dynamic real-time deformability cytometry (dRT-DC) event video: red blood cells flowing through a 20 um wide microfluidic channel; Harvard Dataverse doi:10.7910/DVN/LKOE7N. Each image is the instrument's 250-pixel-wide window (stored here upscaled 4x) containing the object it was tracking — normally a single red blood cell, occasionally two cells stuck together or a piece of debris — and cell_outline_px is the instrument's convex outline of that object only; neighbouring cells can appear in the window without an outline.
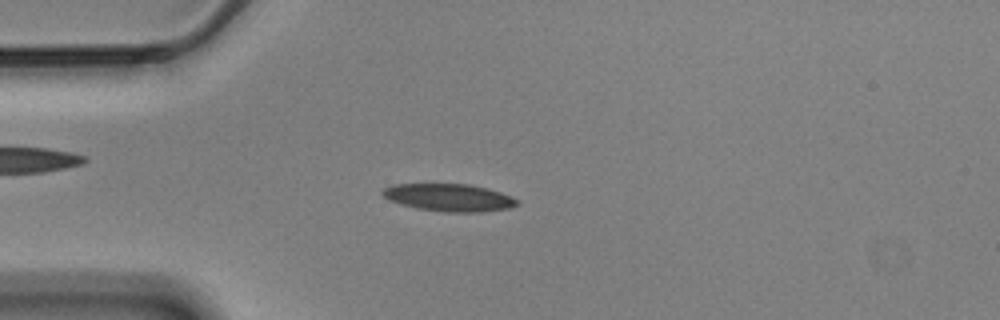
{"species": "Egyptian fruit bat (a non-hibernating species)", "species_latin": "Rousettus aegyptiacus", "temperature_condition": "cold", "stored_images_in_passage": 57, "camera_frame_rate_fps": 3000, "um_per_image_px": 0.085, "animal": {"sex": "male"}, "frame": {"image": 1, "passage_image": 15, "time_ms": 4.667, "image_size_px": [1000, 320], "cell_outline_px": [[520, 204], [508, 208], [480, 212], [444, 212], [416, 208], [400, 204], [388, 200], [380, 192], [384, 188], [392, 184], [468, 184], [488, 188], [512, 196]], "centroid_in_image_um": [38.14, 16.79], "position_along_channel_um": 46.9, "area_um2": 21.62}}
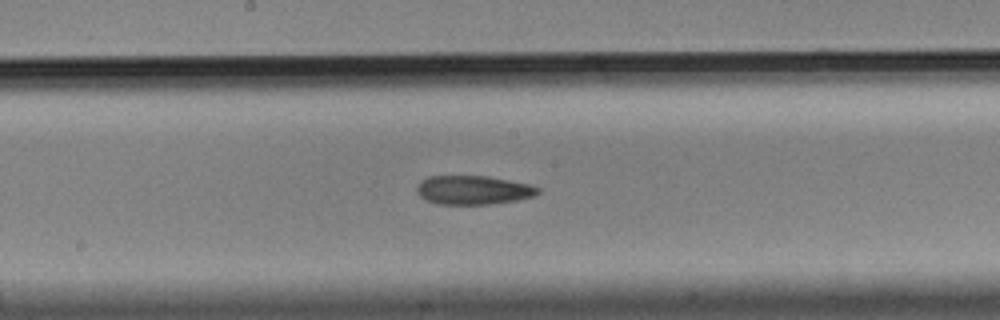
{"frame": {"image": 2, "passage_image": 30, "time_ms": 9.667, "image_size_px": [1000, 320], "cell_outline_px": [[540, 192], [532, 196], [516, 200], [492, 204], [436, 204], [424, 200], [416, 192], [416, 184], [420, 180], [428, 176], [488, 176], [532, 184], [540, 188]], "centroid_in_image_um": [40.19, 16.15], "position_along_channel_um": 208.0, "area_um2": 20.69}}
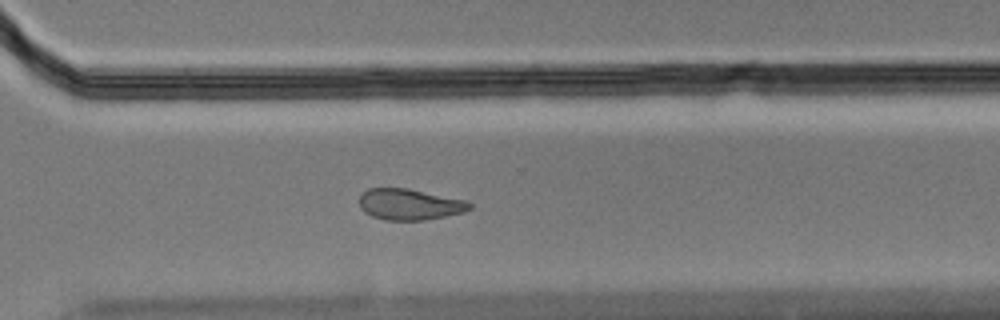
{"frame": {"image": 3, "passage_image": 41, "time_ms": 13.333, "image_size_px": [1000, 320], "cell_outline_px": [[472, 208], [464, 212], [424, 220], [384, 220], [372, 216], [364, 212], [360, 208], [360, 196], [368, 188], [408, 188], [468, 200], [472, 204]], "centroid_in_image_um": [34.84, 17.37], "position_along_channel_um": 335.8, "area_um2": 20.11}, "authors_computed_cell_mechanics": {"area_um2": 21.0392, "velocity_mm_per_s": 3.4933, "shape_relaxation_time_tau1_ms": null, "shape_relaxation_time_tau2_ms": 7.2594, "deformation_change_tau1": null, "deformation_change_tau2": 0.1416}}